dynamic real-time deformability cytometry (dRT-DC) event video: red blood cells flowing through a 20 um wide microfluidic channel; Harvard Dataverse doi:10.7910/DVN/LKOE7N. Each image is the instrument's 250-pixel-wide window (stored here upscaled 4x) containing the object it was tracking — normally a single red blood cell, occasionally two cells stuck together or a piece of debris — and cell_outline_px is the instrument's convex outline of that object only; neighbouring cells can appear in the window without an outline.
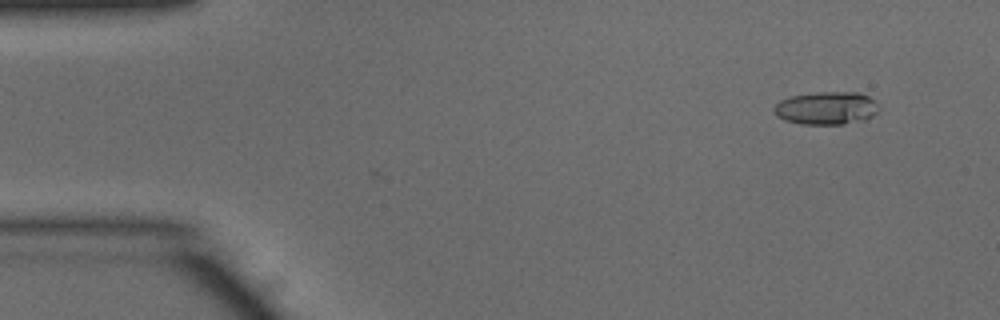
{"species": "common noctule bat (a hibernating species)", "species_latin": "Nyctalus noctula", "temperature_condition": "warm", "stored_images_in_passage": 50, "camera_frame_rate_fps": 3000, "um_per_image_px": 0.085, "animal": {"sex": "male", "body_mass_g": 15.6}, "frame": {"image": 1, "passage_image": 3, "time_ms": 0.667, "image_size_px": [1000, 320], "cell_outline_px": [[880, 108], [872, 116], [864, 120], [844, 124], [800, 124], [784, 120], [776, 116], [772, 108], [780, 100], [792, 96], [820, 92], [856, 92], [868, 96]], "centroid_in_image_um": [70.21, 9.2], "position_along_channel_um": 14.8, "area_um2": 20.06}}
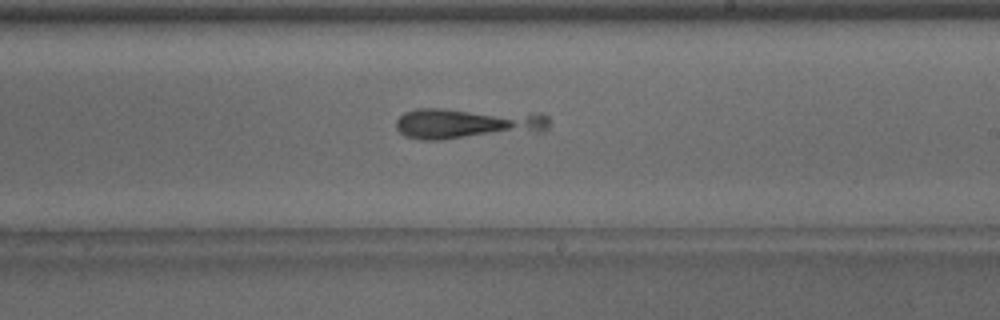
{"frame": {"image": 2, "passage_image": 28, "time_ms": 9.0, "image_size_px": [1000, 320], "cell_outline_px": [[548, 128], [544, 132], [440, 140], [420, 140], [404, 136], [396, 128], [396, 120], [404, 112], [416, 108], [444, 108], [544, 112], [548, 116]], "centroid_in_image_um": [39.8, 10.48], "position_along_channel_um": 249.2, "area_um2": 28.9}}
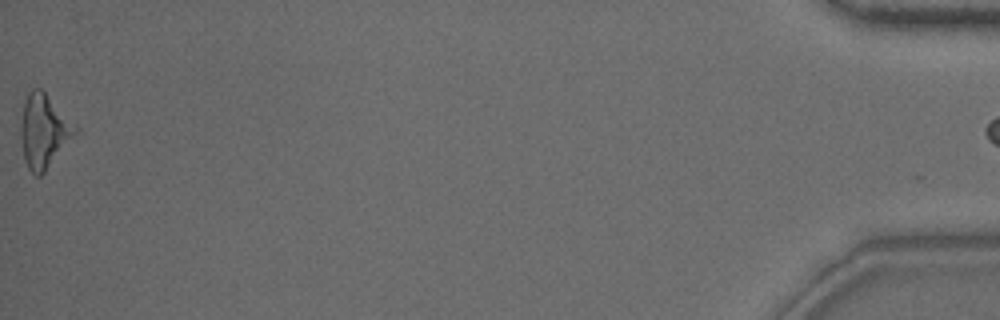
{"frame": {"image": 3, "passage_image": 49, "time_ms": 16.0, "image_size_px": [1000, 320], "cell_outline_px": [[80, 132], [44, 172], [40, 176], [36, 176], [28, 168], [24, 160], [20, 136], [20, 128], [24, 104], [28, 92], [32, 88], [40, 88], [80, 128]], "centroid_in_image_um": [3.76, 11.16], "position_along_channel_um": 431.4, "area_um2": 23.52}}